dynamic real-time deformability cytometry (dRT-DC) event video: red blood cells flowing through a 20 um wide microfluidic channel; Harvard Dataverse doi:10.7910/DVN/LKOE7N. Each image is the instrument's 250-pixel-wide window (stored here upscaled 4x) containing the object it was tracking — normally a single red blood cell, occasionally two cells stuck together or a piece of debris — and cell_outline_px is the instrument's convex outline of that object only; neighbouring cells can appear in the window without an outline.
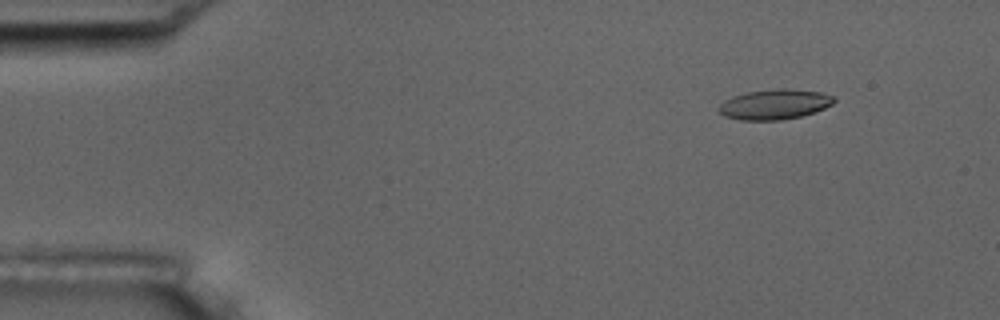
{"species": "common noctule bat (a hibernating species)", "species_latin": "Nyctalus noctula", "temperature_condition": "room temperature", "stored_images_in_passage": 5, "camera_frame_rate_fps": 3000, "um_per_image_px": 0.085, "animal": {"sex": "male", "body_mass_g": 17.5, "forearm_length_mm": 52.3}, "frame": {"image": 1, "passage_image": 2, "time_ms": 1.333, "image_size_px": [1000, 320], "cell_outline_px": [[836, 100], [832, 104], [816, 112], [800, 116], [780, 120], [740, 120], [724, 116], [720, 112], [720, 104], [724, 100], [732, 96], [748, 92], [776, 88], [788, 88], [820, 92], [836, 96]], "centroid_in_image_um": [65.87, 8.86], "position_along_channel_um": 19.1, "area_um2": 20.29}}